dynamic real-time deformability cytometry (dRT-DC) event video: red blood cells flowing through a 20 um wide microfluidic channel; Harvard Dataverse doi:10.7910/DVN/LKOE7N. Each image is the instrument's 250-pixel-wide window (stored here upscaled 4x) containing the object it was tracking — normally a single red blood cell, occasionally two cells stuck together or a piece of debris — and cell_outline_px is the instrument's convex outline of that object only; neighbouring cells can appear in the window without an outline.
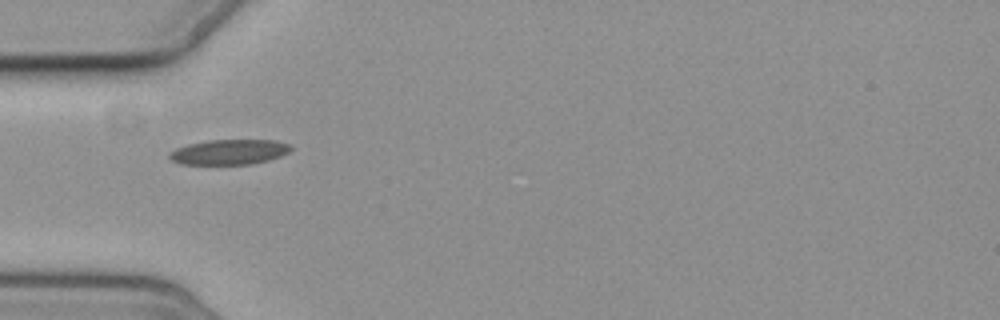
{"species": "common noctule bat (a hibernating species)", "species_latin": "Nyctalus noctula", "temperature_condition": "cold", "stored_images_in_passage": 4, "camera_frame_rate_fps": 3000, "um_per_image_px": 0.085, "animal": {"sex": "female", "body_mass_g": 19.3, "forearm_length_mm": 54.1}, "frame": {"image": 1, "passage_image": 1, "time_ms": 0.0, "image_size_px": [1000, 320], "cell_outline_px": [[292, 148], [288, 152], [280, 156], [268, 160], [252, 164], [180, 164], [172, 160], [168, 156], [168, 152], [176, 148], [188, 144], [208, 140], [276, 140], [292, 144]], "centroid_in_image_um": [19.49, 12.91], "position_along_channel_um": 65.5, "area_um2": 17.86}}
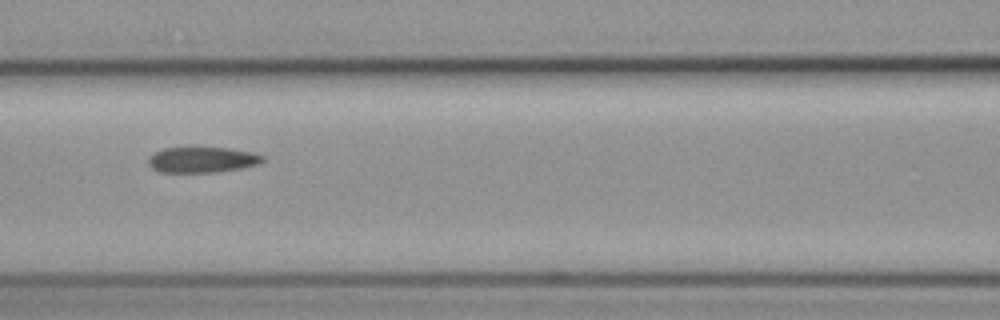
{"frame": {"image": 2, "passage_image": 3, "time_ms": 2.333, "image_size_px": [1000, 320], "cell_outline_px": [[264, 160], [260, 164], [244, 168], [216, 172], [160, 172], [152, 168], [148, 164], [148, 156], [164, 148], [228, 148], [252, 152], [264, 156]], "centroid_in_image_um": [17.21, 13.59], "position_along_channel_um": 149.4, "area_um2": 17.11}}
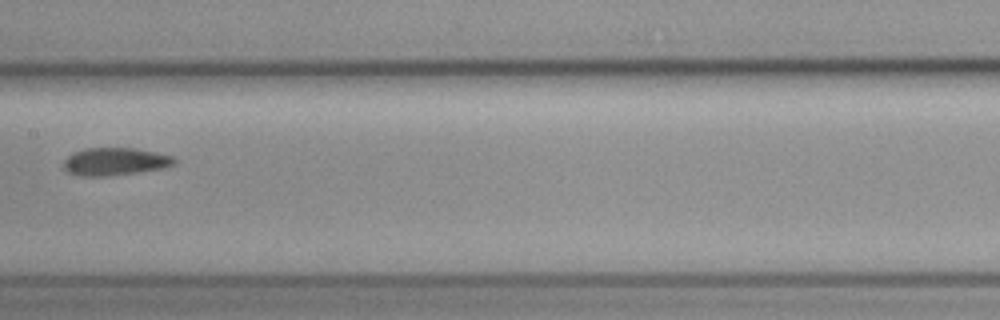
{"frame": {"image": 3, "passage_image": 4, "time_ms": 3.667, "image_size_px": [1000, 320], "cell_outline_px": [[180, 160], [176, 164], [164, 168], [108, 176], [80, 176], [68, 172], [64, 168], [64, 160], [72, 152], [84, 148], [136, 148], [176, 156]], "centroid_in_image_um": [9.84, 13.72], "position_along_channel_um": 197.6, "area_um2": 18.15}}